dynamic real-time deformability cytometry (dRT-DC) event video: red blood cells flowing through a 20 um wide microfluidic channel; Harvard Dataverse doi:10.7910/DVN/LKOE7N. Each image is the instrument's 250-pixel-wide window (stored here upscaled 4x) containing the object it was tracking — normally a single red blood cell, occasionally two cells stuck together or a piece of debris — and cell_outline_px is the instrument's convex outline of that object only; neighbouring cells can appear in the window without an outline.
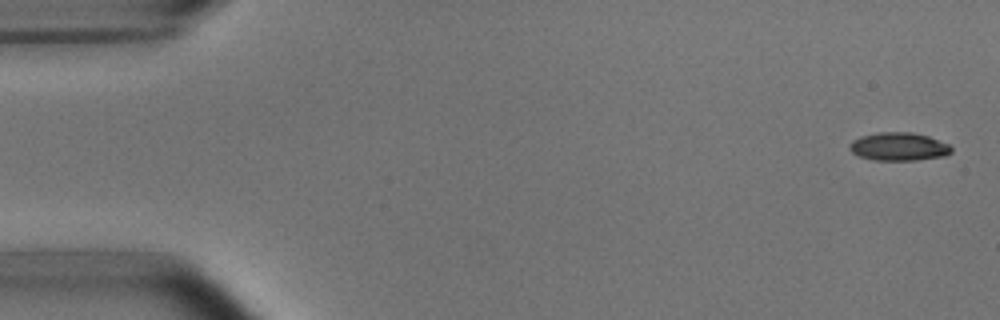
{"species": "common noctule bat (a hibernating species)", "species_latin": "Nyctalus noctula", "temperature_condition": "room temperature", "stored_images_in_passage": 5, "camera_frame_rate_fps": 3000, "um_per_image_px": 0.085, "animal": {"sex": "male", "body_mass_g": 15.6}, "frame": {"image": 1, "passage_image": 1, "time_ms": 0.0, "image_size_px": [1000, 320], "cell_outline_px": [[952, 152], [944, 156], [916, 160], [876, 160], [860, 156], [852, 152], [852, 140], [860, 136], [876, 132], [912, 132], [928, 136], [948, 144], [952, 148]], "centroid_in_image_um": [76.42, 12.45], "position_along_channel_um": 8.6, "area_um2": 16.53}}
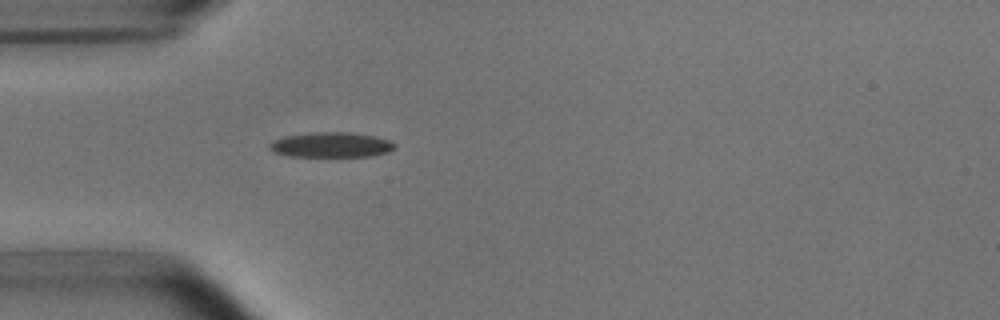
{"frame": {"image": 2, "passage_image": 5, "time_ms": 4.667, "image_size_px": [1000, 320], "cell_outline_px": [[396, 148], [388, 152], [368, 156], [288, 156], [276, 152], [268, 148], [268, 144], [272, 140], [284, 136], [312, 132], [348, 132], [376, 136], [392, 140], [396, 144]], "centroid_in_image_um": [28.17, 12.3], "position_along_channel_um": 56.8, "area_um2": 18.44}}